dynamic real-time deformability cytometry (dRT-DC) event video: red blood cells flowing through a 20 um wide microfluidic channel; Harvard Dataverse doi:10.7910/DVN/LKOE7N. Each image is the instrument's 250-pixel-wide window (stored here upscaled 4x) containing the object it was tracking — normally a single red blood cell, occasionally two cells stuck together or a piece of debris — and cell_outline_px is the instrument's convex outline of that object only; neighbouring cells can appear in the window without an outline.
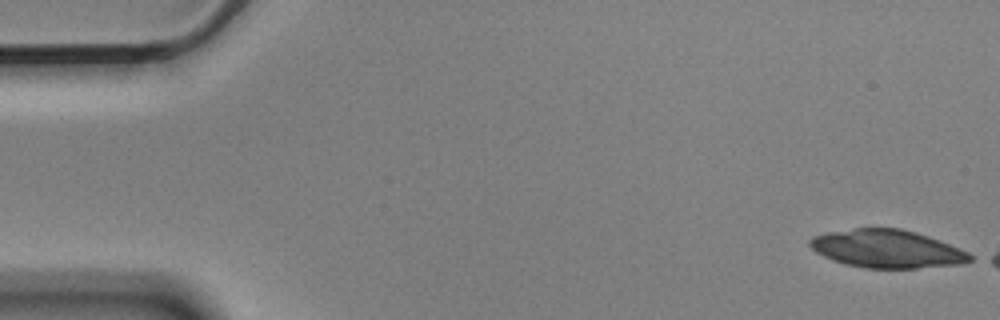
{"species": "Egyptian fruit bat (a non-hibernating species)", "species_latin": "Rousettus aegyptiacus", "temperature_condition": "cold", "stored_images_in_passage": 4, "camera_frame_rate_fps": 3000, "um_per_image_px": 0.085, "animal": {"sex": "male"}, "frame": {"image": 1, "passage_image": 1, "time_ms": 0.0, "image_size_px": [1000, 320], "cell_outline_px": [[976, 256], [972, 260], [960, 264], [916, 268], [864, 268], [844, 264], [832, 260], [816, 252], [808, 244], [808, 240], [812, 236], [828, 232], [856, 228], [900, 228], [916, 232], [940, 240], [968, 252]], "centroid_in_image_um": [75.39, 21.15], "position_along_channel_um": 9.6, "area_um2": 35.6}}